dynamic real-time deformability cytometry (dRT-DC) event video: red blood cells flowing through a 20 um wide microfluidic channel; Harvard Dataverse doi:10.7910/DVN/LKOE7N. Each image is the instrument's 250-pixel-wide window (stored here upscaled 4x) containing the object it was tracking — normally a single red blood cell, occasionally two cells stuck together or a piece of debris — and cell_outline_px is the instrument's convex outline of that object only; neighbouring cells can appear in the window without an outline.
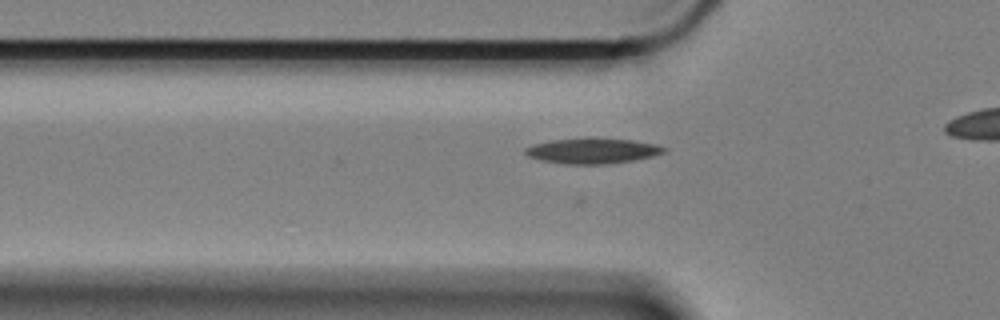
{"species": "Egyptian fruit bat (a non-hibernating species)", "species_latin": "Rousettus aegyptiacus", "temperature_condition": "cold", "stored_images_in_passage": 39, "camera_frame_rate_fps": 3000, "um_per_image_px": 0.085, "animal": {"sex": "female"}, "frame": {"image": 1, "passage_image": 9, "time_ms": 2.667, "image_size_px": [1000, 320], "cell_outline_px": [[668, 152], [652, 156], [632, 160], [604, 164], [564, 164], [540, 160], [528, 156], [524, 152], [524, 148], [532, 144], [552, 140], [588, 136], [632, 140], [656, 144], [668, 148]], "centroid_in_image_um": [50.36, 12.79], "position_along_channel_um": 75.4, "area_um2": 21.04}}
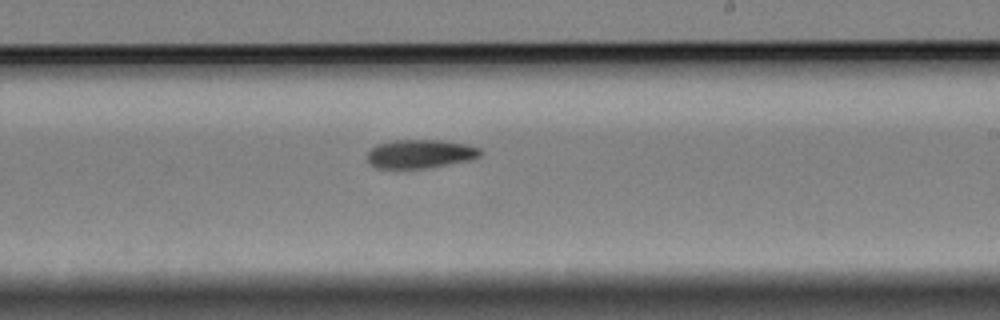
{"frame": {"image": 2, "passage_image": 25, "time_ms": 8.0, "image_size_px": [1000, 320], "cell_outline_px": [[484, 152], [480, 156], [468, 160], [424, 168], [376, 168], [368, 164], [368, 152], [376, 144], [392, 140], [440, 140], [468, 144], [480, 148]], "centroid_in_image_um": [35.71, 13.06], "position_along_channel_um": 253.3, "area_um2": 18.9}}
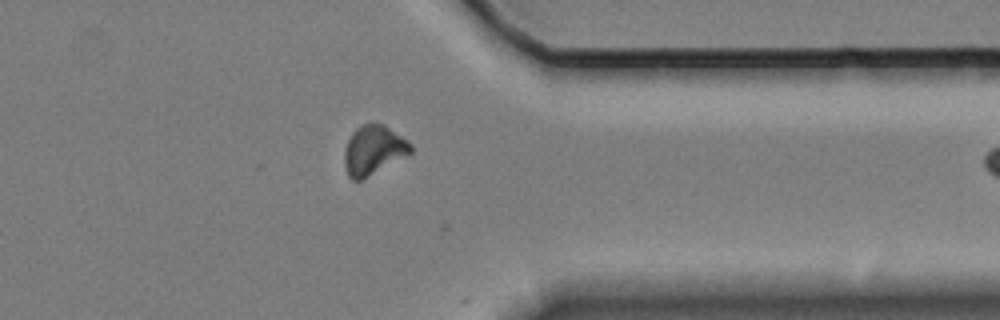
{"frame": {"image": 3, "passage_image": 37, "time_ms": 12.0, "image_size_px": [1000, 320], "cell_outline_px": [[412, 152], [360, 180], [352, 180], [348, 176], [344, 164], [344, 152], [348, 140], [352, 132], [356, 128], [364, 124], [384, 124], [408, 140], [412, 144]], "centroid_in_image_um": [31.73, 12.74], "position_along_channel_um": 379.7, "area_um2": 18.73}}